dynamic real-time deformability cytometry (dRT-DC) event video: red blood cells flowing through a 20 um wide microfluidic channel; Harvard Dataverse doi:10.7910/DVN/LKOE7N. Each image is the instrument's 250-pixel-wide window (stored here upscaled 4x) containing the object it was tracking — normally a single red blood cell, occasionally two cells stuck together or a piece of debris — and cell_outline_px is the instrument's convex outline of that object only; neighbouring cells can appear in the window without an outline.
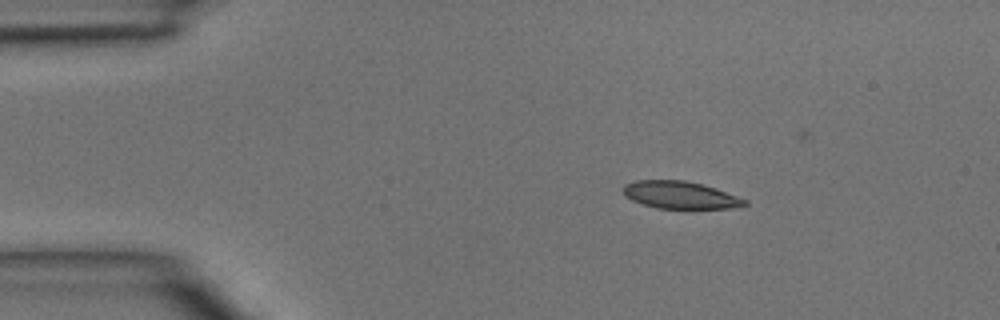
{"species": "common noctule bat (a hibernating species)", "species_latin": "Nyctalus noctula", "temperature_condition": "room temperature", "stored_images_in_passage": 3, "camera_frame_rate_fps": 3000, "um_per_image_px": 0.085, "animal": {"sex": "male", "body_mass_g": 15.6}, "frame": {"image": 1, "passage_image": 1, "time_ms": 0.0, "image_size_px": [1000, 320], "cell_outline_px": [[748, 204], [744, 208], [656, 208], [632, 200], [624, 196], [624, 184], [636, 180], [684, 180], [704, 184], [716, 188], [748, 200]], "centroid_in_image_um": [57.87, 16.57], "position_along_channel_um": 27.1, "area_um2": 19.54}}
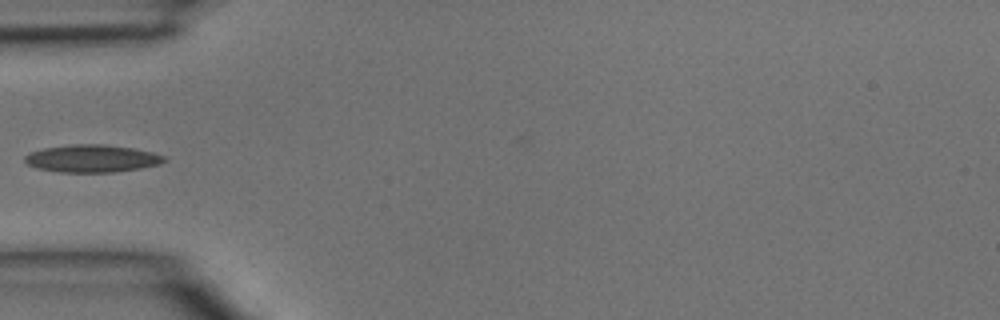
{"frame": {"image": 2, "passage_image": 3, "time_ms": 0.667, "image_size_px": [1000, 320], "cell_outline_px": [[168, 160], [160, 164], [140, 168], [116, 172], [60, 172], [36, 168], [28, 164], [24, 160], [24, 156], [32, 152], [44, 148], [76, 144], [104, 144], [132, 148], [152, 152], [164, 156]], "centroid_in_image_um": [7.84, 13.48], "position_along_channel_um": 77.2, "area_um2": 22.25}}